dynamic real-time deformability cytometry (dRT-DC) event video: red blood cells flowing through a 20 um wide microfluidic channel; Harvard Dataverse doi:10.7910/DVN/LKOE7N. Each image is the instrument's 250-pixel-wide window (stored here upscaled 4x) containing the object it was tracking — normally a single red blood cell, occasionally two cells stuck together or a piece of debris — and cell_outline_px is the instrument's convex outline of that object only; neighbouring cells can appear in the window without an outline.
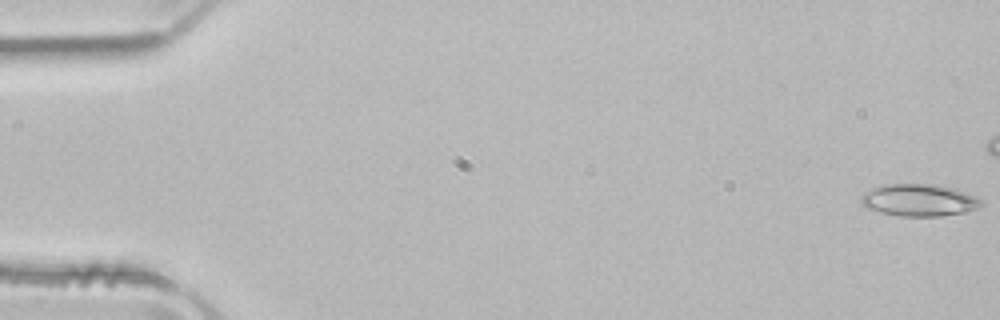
{"species": "common noctule bat (a hibernating species)", "species_latin": "Nyctalus noctula", "temperature_condition": "room temperature", "stored_images_in_passage": 43, "camera_frame_rate_fps": 3000, "um_per_image_px": 0.085, "animal": {"sex": "male", "body_mass_g": 21.5, "forearm_length_mm": 52.0}, "frame": {"image": 1, "passage_image": 1, "time_ms": 0.0, "image_size_px": [1000, 320], "cell_outline_px": [[984, 204], [976, 208], [964, 212], [940, 216], [900, 216], [880, 212], [864, 208], [860, 200], [860, 196], [864, 192], [872, 188], [884, 184], [932, 184], [956, 188], [980, 196], [984, 200]], "centroid_in_image_um": [78.15, 17.0], "position_along_channel_um": 6.9, "area_um2": 22.95}}
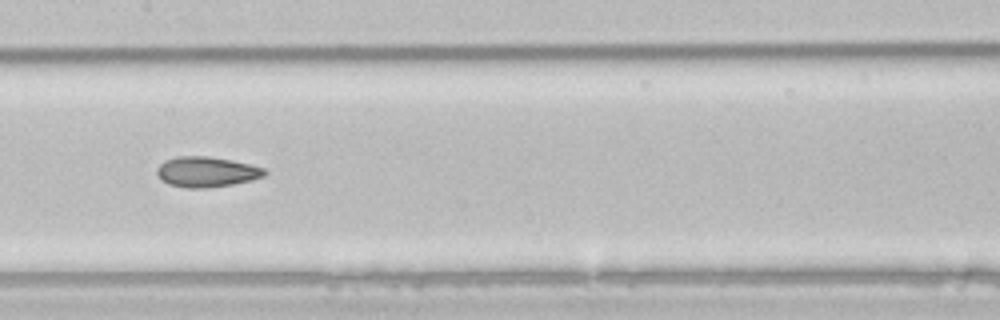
{"frame": {"image": 2, "passage_image": 26, "time_ms": 8.333, "image_size_px": [1000, 320], "cell_outline_px": [[268, 172], [264, 176], [252, 180], [232, 184], [204, 188], [188, 188], [168, 184], [160, 180], [156, 172], [156, 168], [164, 160], [176, 156], [208, 156], [232, 160], [264, 168]], "centroid_in_image_um": [17.52, 14.6], "position_along_channel_um": 189.9, "area_um2": 19.13}}
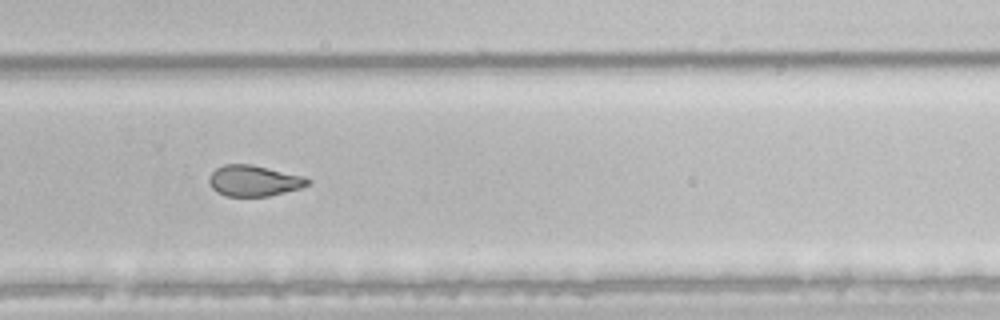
{"frame": {"image": 3, "passage_image": 35, "time_ms": 11.333, "image_size_px": [1000, 320], "cell_outline_px": [[312, 184], [300, 188], [268, 196], [224, 196], [216, 192], [208, 184], [208, 176], [216, 168], [224, 164], [252, 164], [304, 176], [312, 180]], "centroid_in_image_um": [21.57, 15.36], "position_along_channel_um": 308.2, "area_um2": 18.03}}